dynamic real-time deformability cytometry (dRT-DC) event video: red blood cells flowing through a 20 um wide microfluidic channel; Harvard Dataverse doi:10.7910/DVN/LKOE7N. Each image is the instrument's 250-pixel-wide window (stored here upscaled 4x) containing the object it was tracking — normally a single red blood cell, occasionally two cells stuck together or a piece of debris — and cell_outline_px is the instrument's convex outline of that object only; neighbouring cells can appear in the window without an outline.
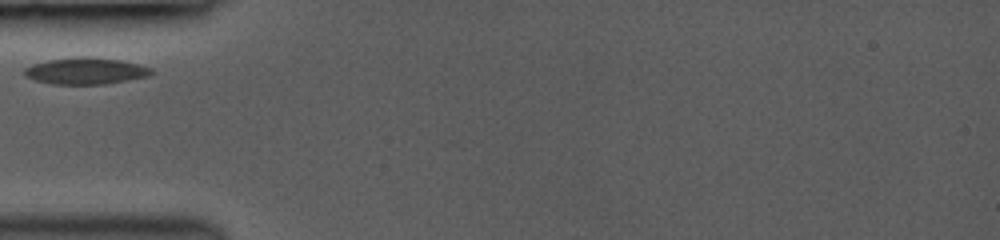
{"species": "common noctule bat (a hibernating species)", "species_latin": "Nyctalus noctula", "temperature_condition": "room temperature", "stored_images_in_passage": 4, "camera_frame_rate_fps": 3000, "um_per_image_px": 0.085, "animal": {"sex": "female", "body_mass_g": 19.0, "forearm_length_mm": 53.3}, "frame": {"image": 1, "passage_image": 1, "time_ms": 0.0, "image_size_px": [1000, 240], "cell_outline_px": [[156, 72], [148, 76], [128, 80], [104, 84], [52, 84], [36, 80], [24, 76], [24, 68], [32, 64], [48, 60], [76, 56], [88, 56], [120, 60], [152, 68]], "centroid_in_image_um": [7.28, 6.02], "position_along_channel_um": 77.7, "area_um2": 19.77}}
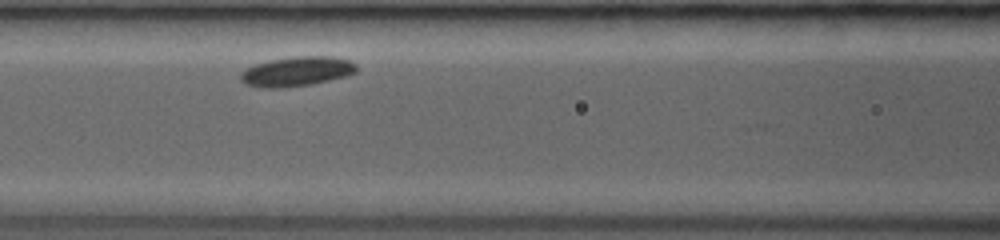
{"frame": {"image": 2, "passage_image": 3, "time_ms": 1.667, "image_size_px": [1000, 240], "cell_outline_px": [[360, 68], [356, 72], [344, 76], [312, 84], [284, 88], [264, 88], [244, 84], [240, 80], [240, 72], [256, 64], [268, 60], [296, 56], [332, 56], [348, 60], [356, 64]], "centroid_in_image_um": [25.22, 6.07], "position_along_channel_um": 141.4, "area_um2": 20.11}}
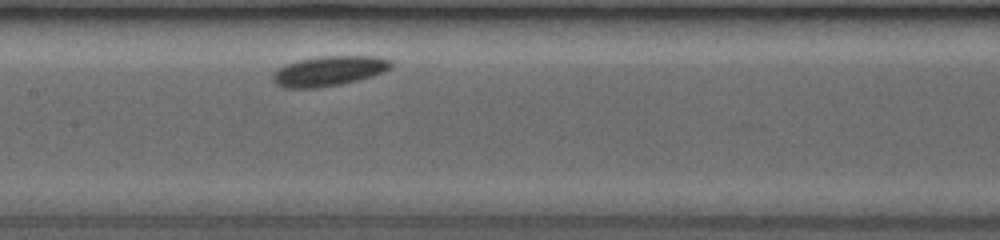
{"frame": {"image": 3, "passage_image": 4, "time_ms": 2.667, "image_size_px": [1000, 240], "cell_outline_px": [[392, 68], [384, 72], [372, 76], [340, 84], [316, 88], [284, 88], [276, 84], [272, 80], [272, 76], [280, 68], [288, 64], [300, 60], [320, 56], [376, 56], [392, 60]], "centroid_in_image_um": [28.0, 6.03], "position_along_channel_um": 179.4, "area_um2": 20.46}}